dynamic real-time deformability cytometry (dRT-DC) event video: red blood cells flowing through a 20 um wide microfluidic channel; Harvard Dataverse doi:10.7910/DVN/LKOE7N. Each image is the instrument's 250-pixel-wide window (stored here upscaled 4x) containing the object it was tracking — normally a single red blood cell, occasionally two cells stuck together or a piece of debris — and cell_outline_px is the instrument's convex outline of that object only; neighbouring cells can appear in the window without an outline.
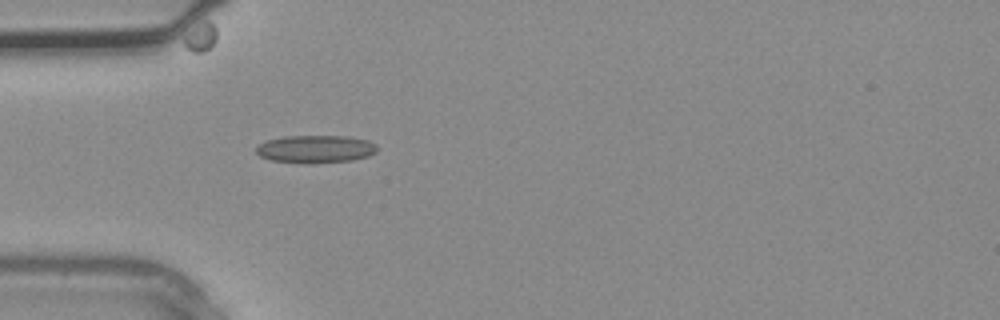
{"species": "common noctule bat (a hibernating species)", "species_latin": "Nyctalus noctula", "temperature_condition": "warm", "stored_images_in_passage": 26, "camera_frame_rate_fps": 3000, "um_per_image_px": 0.085, "animal": {"sex": "male", "body_mass_g": 20.4}, "frame": {"image": 1, "passage_image": 1, "time_ms": 0.0, "image_size_px": [1000, 320], "cell_outline_px": [[376, 152], [368, 156], [352, 160], [308, 164], [272, 160], [260, 156], [256, 152], [256, 144], [268, 140], [284, 136], [348, 136], [368, 140], [376, 144]], "centroid_in_image_um": [26.81, 12.67], "position_along_channel_um": 58.2, "area_um2": 19.65}}